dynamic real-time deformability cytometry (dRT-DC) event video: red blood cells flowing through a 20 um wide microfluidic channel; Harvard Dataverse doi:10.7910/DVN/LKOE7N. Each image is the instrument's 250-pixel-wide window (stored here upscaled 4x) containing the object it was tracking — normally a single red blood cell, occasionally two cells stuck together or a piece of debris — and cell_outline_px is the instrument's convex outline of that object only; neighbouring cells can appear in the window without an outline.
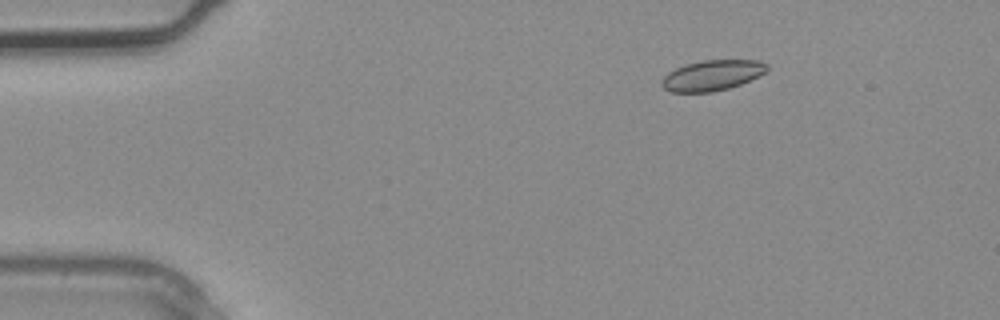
{"species": "common noctule bat (a hibernating species)", "species_latin": "Nyctalus noctula", "temperature_condition": "warm", "stored_images_in_passage": 3, "camera_frame_rate_fps": 3000, "um_per_image_px": 0.085, "animal": {"sex": "male", "body_mass_g": 20.4}, "frame": {"image": 1, "passage_image": 2, "time_ms": 0.333, "image_size_px": [1000, 320], "cell_outline_px": [[768, 68], [764, 72], [740, 84], [728, 88], [712, 92], [672, 92], [664, 88], [660, 84], [660, 80], [668, 72], [676, 68], [688, 64], [704, 60], [760, 60], [768, 64]], "centroid_in_image_um": [60.5, 6.4], "position_along_channel_um": 24.5, "area_um2": 18.5}}
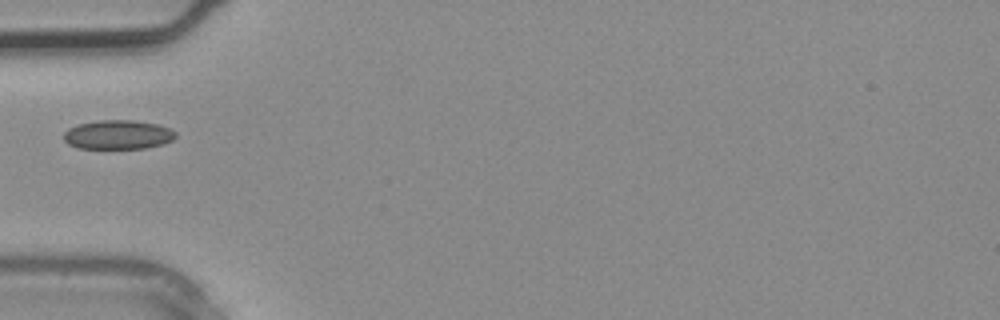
{"frame": {"image": 2, "passage_image": 3, "time_ms": 0.667, "image_size_px": [1000, 320], "cell_outline_px": [[176, 136], [172, 140], [164, 144], [144, 148], [80, 148], [68, 144], [64, 140], [64, 132], [68, 128], [76, 124], [100, 120], [132, 120], [156, 124], [168, 128], [176, 132]], "centroid_in_image_um": [10.01, 11.44], "position_along_channel_um": 75.0, "area_um2": 18.96}}